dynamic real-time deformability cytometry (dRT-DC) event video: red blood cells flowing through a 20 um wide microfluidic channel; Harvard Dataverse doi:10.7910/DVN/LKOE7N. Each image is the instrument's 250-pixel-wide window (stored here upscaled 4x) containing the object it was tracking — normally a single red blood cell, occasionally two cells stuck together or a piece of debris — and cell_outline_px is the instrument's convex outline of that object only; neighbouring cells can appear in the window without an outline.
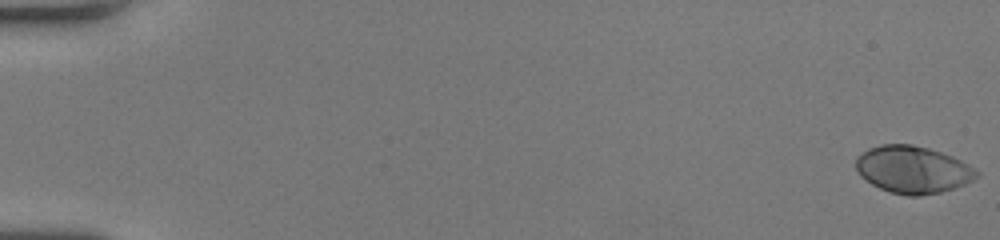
{"species": "human", "species_latin": "Homo sapiens", "temperature_condition": "room temperature", "stored_images_in_passage": 54, "camera_frame_rate_fps": 3000, "um_per_image_px": 0.085, "donor": {"sex": "female"}, "frame": {"image": 1, "passage_image": 1, "time_ms": 0.0, "image_size_px": [1000, 240], "cell_outline_px": [[980, 176], [964, 184], [940, 192], [920, 196], [908, 196], [888, 192], [872, 184], [860, 176], [856, 168], [856, 156], [868, 148], [880, 144], [912, 144], [928, 148], [952, 156], [968, 164], [980, 172]], "centroid_in_image_um": [77.57, 14.41], "position_along_channel_um": 7.4, "area_um2": 33.35}}
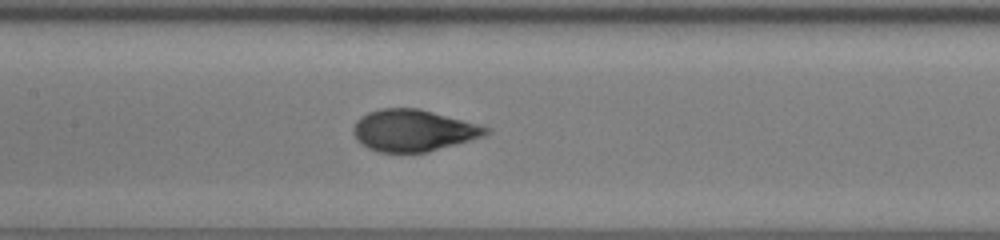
{"frame": {"image": 2, "passage_image": 28, "time_ms": 9.0, "image_size_px": [1000, 240], "cell_outline_px": [[492, 132], [484, 136], [428, 152], [376, 152], [360, 144], [356, 140], [352, 132], [352, 128], [356, 120], [360, 116], [368, 112], [380, 108], [420, 108], [492, 128]], "centroid_in_image_um": [35.1, 11.09], "position_along_channel_um": 172.3, "area_um2": 32.54}}
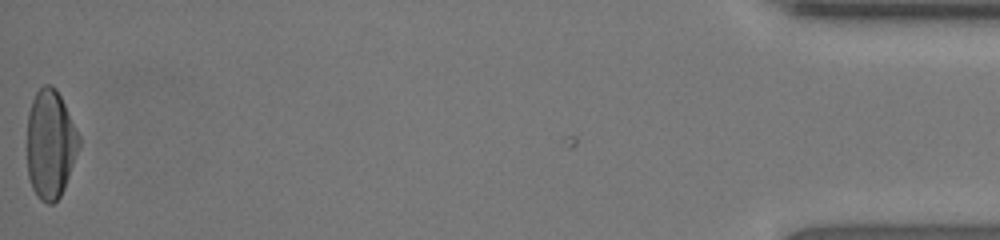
{"frame": {"image": 3, "passage_image": 54, "time_ms": 17.667, "image_size_px": [1000, 240], "cell_outline_px": [[80, 144], [64, 188], [60, 196], [52, 204], [48, 204], [40, 200], [36, 196], [32, 188], [28, 176], [28, 112], [32, 100], [36, 92], [44, 84], [52, 84], [56, 88], [80, 136]], "centroid_in_image_um": [4.27, 12.25], "position_along_channel_um": 430.9, "area_um2": 32.71}, "authors_computed_cell_mechanics": {"area_um2": 32.4836, "velocity_mm_per_s": 4.0499, "shape_relaxation_time_tau1_ms": 4.6942, "shape_relaxation_time_tau2_ms": null, "deformation_change_tau1": 0.2403, "deformation_change_tau2": null}}